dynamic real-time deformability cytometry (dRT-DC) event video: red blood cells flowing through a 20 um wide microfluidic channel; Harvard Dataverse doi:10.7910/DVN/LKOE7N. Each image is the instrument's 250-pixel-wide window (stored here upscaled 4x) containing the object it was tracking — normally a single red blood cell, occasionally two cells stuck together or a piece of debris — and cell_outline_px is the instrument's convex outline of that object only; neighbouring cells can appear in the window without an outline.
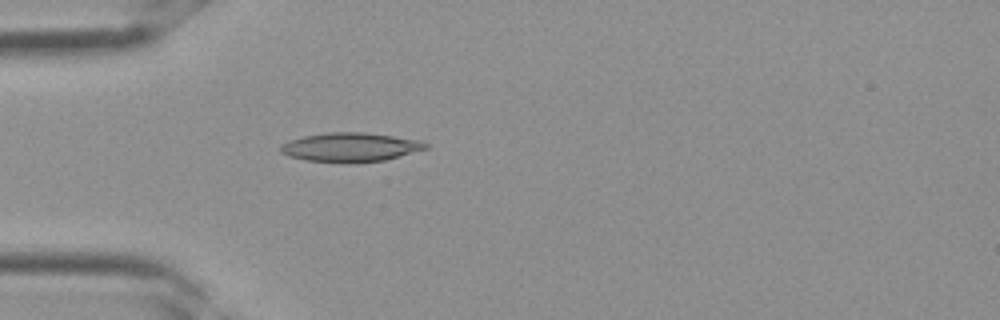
{"species": "Egyptian fruit bat (a non-hibernating species)", "species_latin": "Rousettus aegyptiacus", "temperature_condition": "room temperature", "stored_images_in_passage": 2, "camera_frame_rate_fps": 3000, "um_per_image_px": 0.085, "frame": {"image": 1, "passage_image": 2, "time_ms": 0.333, "image_size_px": [1000, 320], "cell_outline_px": [[428, 148], [400, 156], [384, 160], [356, 164], [348, 164], [308, 160], [288, 156], [280, 152], [280, 144], [288, 140], [304, 136], [328, 132], [364, 132], [420, 140], [428, 144]], "centroid_in_image_um": [29.76, 12.52], "position_along_channel_um": 55.2, "area_um2": 24.85}}